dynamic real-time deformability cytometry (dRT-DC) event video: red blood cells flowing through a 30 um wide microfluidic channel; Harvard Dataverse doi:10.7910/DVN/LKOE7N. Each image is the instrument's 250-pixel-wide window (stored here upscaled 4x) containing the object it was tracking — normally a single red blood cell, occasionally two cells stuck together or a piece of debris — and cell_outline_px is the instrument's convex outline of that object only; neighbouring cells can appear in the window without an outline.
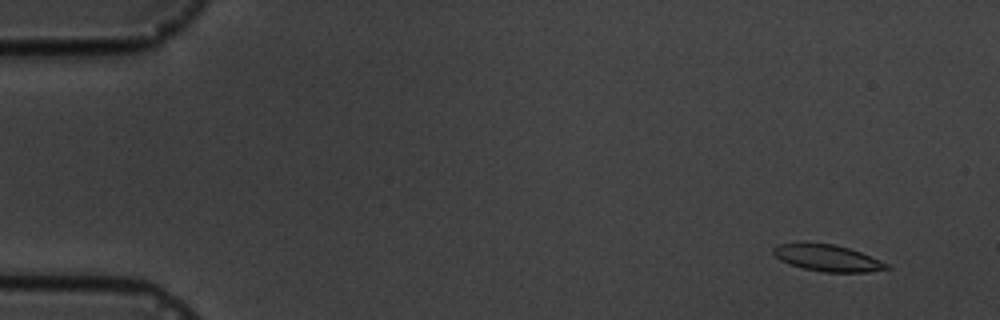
{"species": "common noctule bat (a hibernating species)", "species_latin": "Nyctalus noctula", "temperature_condition": "cold", "stored_images_in_passage": 7, "camera_frame_rate_fps": 3000, "um_per_image_px": 0.085, "animal": {"sex": "male", "body_mass_g": 19.5, "forearm_length_mm": 54.6}, "frame": {"image": 1, "passage_image": 2, "time_ms": 1.0, "image_size_px": [1000, 320], "cell_outline_px": [[892, 268], [868, 272], [824, 272], [804, 268], [780, 260], [772, 252], [772, 248], [776, 244], [836, 244], [860, 252], [880, 260], [888, 264]], "centroid_in_image_um": [70.37, 21.94], "position_along_channel_um": 14.6, "area_um2": 17.17}}
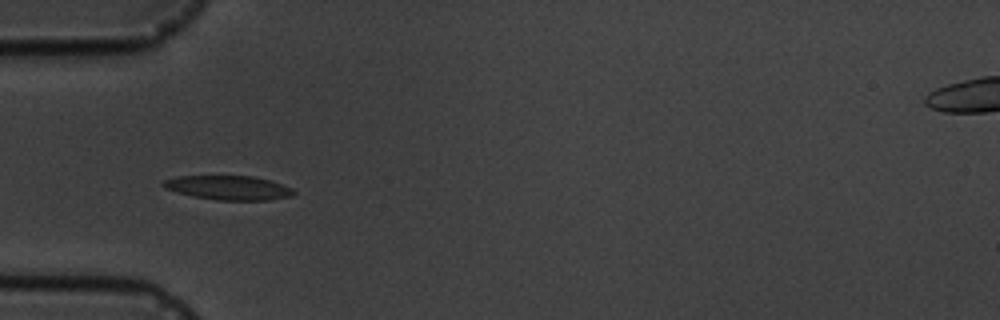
{"frame": {"image": 2, "passage_image": 6, "time_ms": 5.667, "image_size_px": [1000, 320], "cell_outline_px": [[296, 192], [292, 196], [268, 200], [216, 200], [192, 196], [176, 192], [164, 188], [160, 184], [164, 180], [176, 176], [252, 176], [268, 180], [292, 188]], "centroid_in_image_um": [19.38, 15.96], "position_along_channel_um": 65.6, "area_um2": 18.38}}
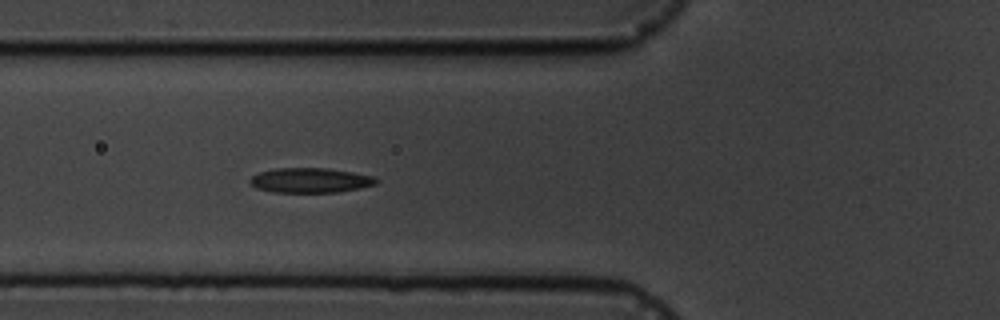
{"frame": {"image": 3, "passage_image": 7, "time_ms": 6.667, "image_size_px": [1000, 320], "cell_outline_px": [[380, 180], [376, 184], [360, 188], [340, 192], [272, 192], [256, 188], [248, 180], [252, 176], [260, 172], [272, 168], [328, 168], [376, 176]], "centroid_in_image_um": [26.41, 15.32], "position_along_channel_um": 99.4, "area_um2": 18.44}}